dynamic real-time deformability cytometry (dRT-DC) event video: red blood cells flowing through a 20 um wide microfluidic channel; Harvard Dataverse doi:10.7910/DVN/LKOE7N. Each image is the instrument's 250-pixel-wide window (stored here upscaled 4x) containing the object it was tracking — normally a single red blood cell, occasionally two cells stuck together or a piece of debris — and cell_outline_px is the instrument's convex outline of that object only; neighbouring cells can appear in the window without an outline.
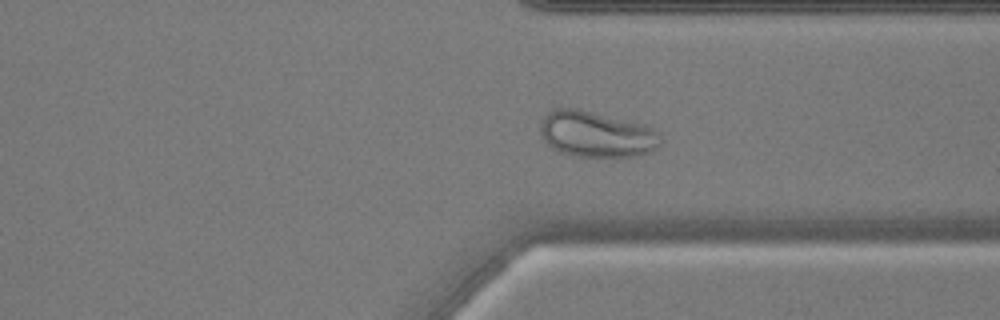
{"species": "common noctule bat (a hibernating species)", "species_latin": "Nyctalus noctula", "temperature_condition": "warm", "stored_images_in_passage": 44, "camera_frame_rate_fps": 3000, "um_per_image_px": 0.085, "animal": {"sex": "male", "body_mass_g": 17.9, "forearm_length_mm": 54.2}, "frame": {"image": 1, "passage_image": 32, "time_ms": 10.333, "image_size_px": [1000, 320], "cell_outline_px": [[664, 140], [652, 152], [640, 156], [576, 156], [560, 152], [552, 148], [544, 140], [540, 132], [540, 120], [548, 112], [556, 108], [576, 108], [644, 124], [660, 132]], "centroid_in_image_um": [50.73, 11.41], "position_along_channel_um": 360.7, "area_um2": 32.48}}